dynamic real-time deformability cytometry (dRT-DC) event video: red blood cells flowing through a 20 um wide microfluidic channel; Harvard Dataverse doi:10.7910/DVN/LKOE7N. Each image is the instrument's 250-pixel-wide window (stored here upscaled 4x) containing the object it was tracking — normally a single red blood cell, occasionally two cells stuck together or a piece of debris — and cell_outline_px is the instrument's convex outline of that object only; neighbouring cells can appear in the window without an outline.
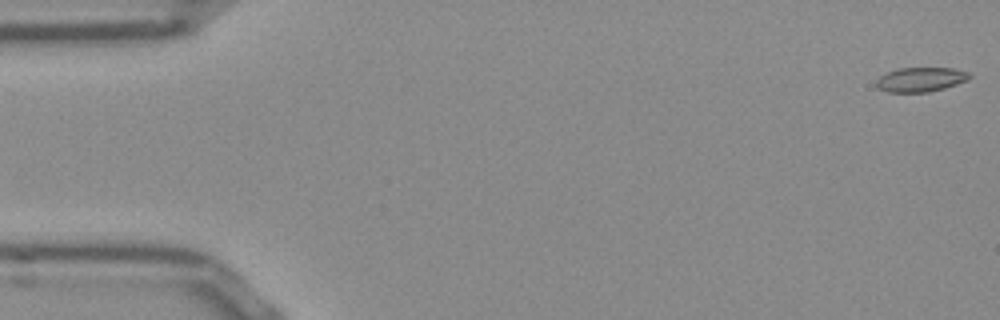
{"species": "Egyptian fruit bat (a non-hibernating species)", "species_latin": "Rousettus aegyptiacus", "temperature_condition": "room temperature", "stored_images_in_passage": 53, "camera_frame_rate_fps": 3000, "um_per_image_px": 0.085, "frame": {"image": 1, "passage_image": 1, "time_ms": 0.0, "image_size_px": [1000, 320], "cell_outline_px": [[972, 76], [968, 80], [944, 88], [928, 92], [888, 92], [876, 88], [876, 80], [880, 76], [896, 68], [952, 68], [968, 72]], "centroid_in_image_um": [78.24, 6.76], "position_along_channel_um": 6.8, "area_um2": 13.29}}
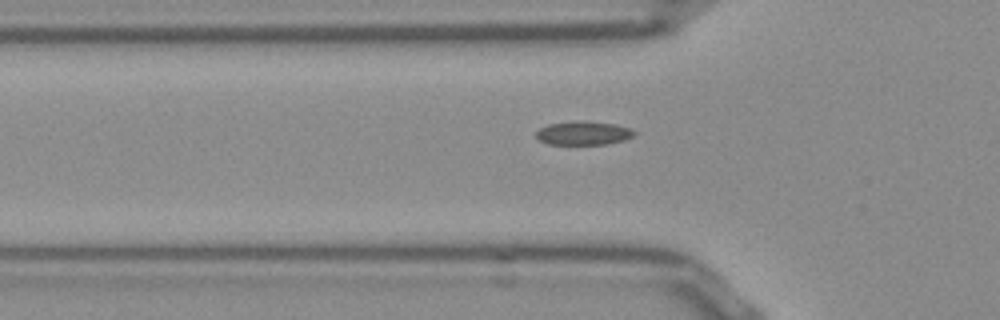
{"frame": {"image": 2, "passage_image": 17, "time_ms": 5.333, "image_size_px": [1000, 320], "cell_outline_px": [[636, 136], [624, 140], [608, 144], [548, 144], [540, 140], [536, 136], [536, 132], [540, 128], [548, 124], [576, 120], [584, 120], [616, 124], [632, 128], [636, 132]], "centroid_in_image_um": [49.64, 11.3], "position_along_channel_um": 76.2, "area_um2": 13.81}}
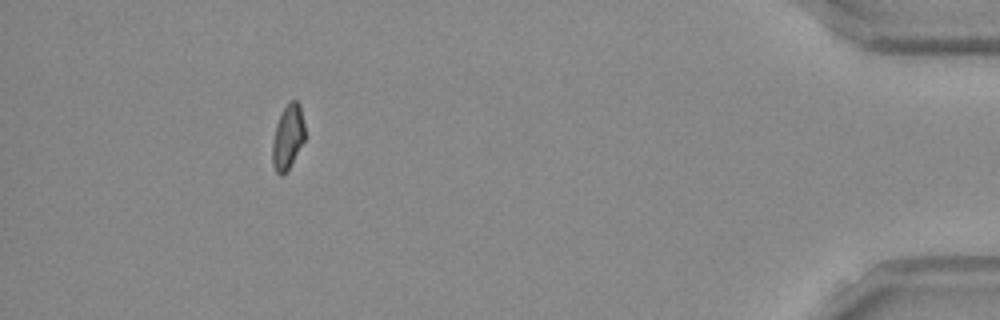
{"frame": {"image": 3, "passage_image": 48, "time_ms": 15.667, "image_size_px": [1000, 320], "cell_outline_px": [[304, 140], [288, 168], [280, 176], [276, 172], [272, 164], [272, 144], [276, 124], [284, 108], [292, 100], [296, 100], [300, 104], [304, 124]], "centroid_in_image_um": [24.45, 11.63], "position_along_channel_um": 410.8, "area_um2": 11.91}, "authors_computed_cell_mechanics": {"area_um2": 13.3518, "velocity_mm_per_s": 3.8529, "shape_relaxation_time_tau1_ms": null, "shape_relaxation_time_tau2_ms": 3.4643, "deformation_change_tau1": null, "deformation_change_tau2": 0.0786}}